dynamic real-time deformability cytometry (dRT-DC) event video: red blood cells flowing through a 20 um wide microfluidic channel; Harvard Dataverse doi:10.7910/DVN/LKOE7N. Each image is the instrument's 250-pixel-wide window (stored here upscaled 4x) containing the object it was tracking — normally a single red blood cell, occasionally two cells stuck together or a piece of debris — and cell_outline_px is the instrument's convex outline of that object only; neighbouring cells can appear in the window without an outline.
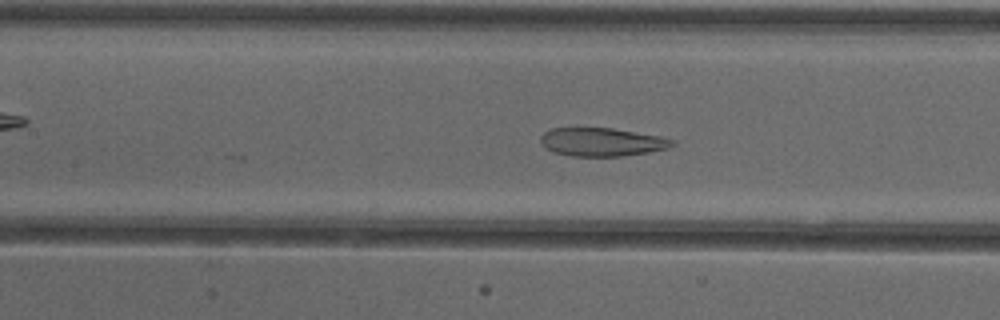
{"species": "common noctule bat (a hibernating species)", "species_latin": "Nyctalus noctula", "temperature_condition": "cold", "stored_images_in_passage": 52, "camera_frame_rate_fps": 3000, "um_per_image_px": 0.085, "animal": {"sex": "female"}, "frame": {"image": 1, "passage_image": 23, "time_ms": 7.333, "image_size_px": [1000, 320], "cell_outline_px": [[676, 144], [668, 148], [648, 152], [620, 156], [572, 156], [552, 152], [544, 148], [540, 140], [540, 136], [544, 132], [552, 128], [612, 128], [660, 136], [676, 140]], "centroid_in_image_um": [51.15, 12.07], "position_along_channel_um": 156.3, "area_um2": 21.85}}
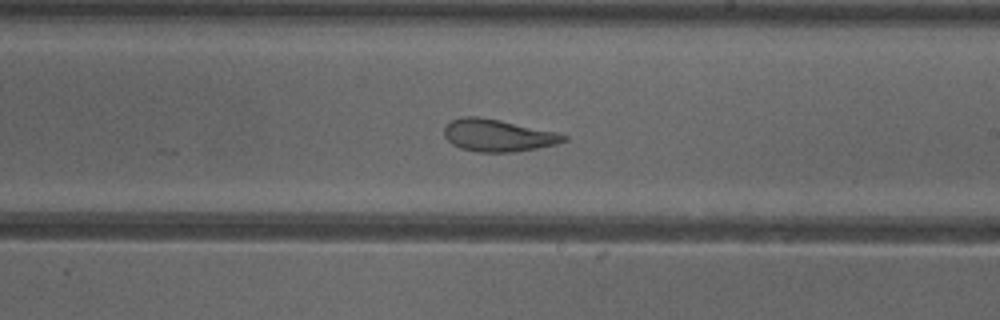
{"frame": {"image": 2, "passage_image": 30, "time_ms": 9.667, "image_size_px": [1000, 320], "cell_outline_px": [[568, 140], [556, 144], [536, 148], [512, 152], [476, 152], [460, 148], [452, 144], [444, 136], [444, 128], [452, 120], [464, 116], [480, 116], [500, 120], [556, 132], [568, 136]], "centroid_in_image_um": [42.31, 11.51], "position_along_channel_um": 246.7, "area_um2": 22.37}}
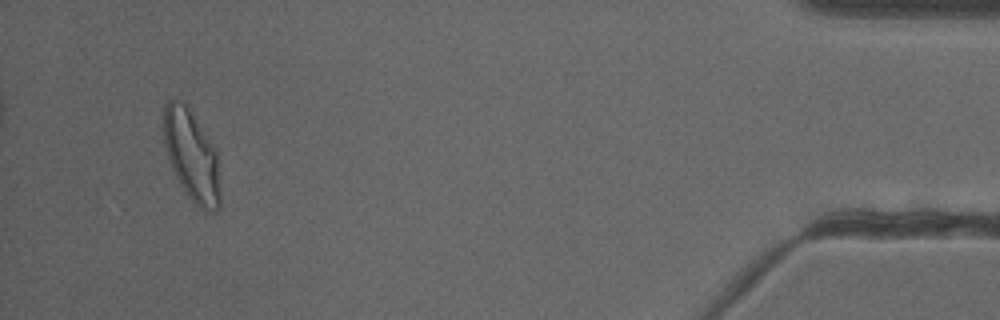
{"frame": {"image": 3, "passage_image": 49, "time_ms": 16.0, "image_size_px": [1000, 320], "cell_outline_px": [[220, 204], [212, 212], [208, 212], [200, 208], [184, 192], [168, 160], [164, 144], [160, 116], [164, 104], [168, 100], [184, 100], [216, 148], [220, 188]], "centroid_in_image_um": [16.24, 13.15], "position_along_channel_um": 419.0, "area_um2": 30.69}, "authors_computed_cell_mechanics": {"area_um2": 26.877, "velocity_mm_per_s": 3.8797, "shape_relaxation_time_tau1_ms": null, "shape_relaxation_time_tau2_ms": 2.1295, "deformation_change_tau1": null, "deformation_change_tau2": 0.0993}}